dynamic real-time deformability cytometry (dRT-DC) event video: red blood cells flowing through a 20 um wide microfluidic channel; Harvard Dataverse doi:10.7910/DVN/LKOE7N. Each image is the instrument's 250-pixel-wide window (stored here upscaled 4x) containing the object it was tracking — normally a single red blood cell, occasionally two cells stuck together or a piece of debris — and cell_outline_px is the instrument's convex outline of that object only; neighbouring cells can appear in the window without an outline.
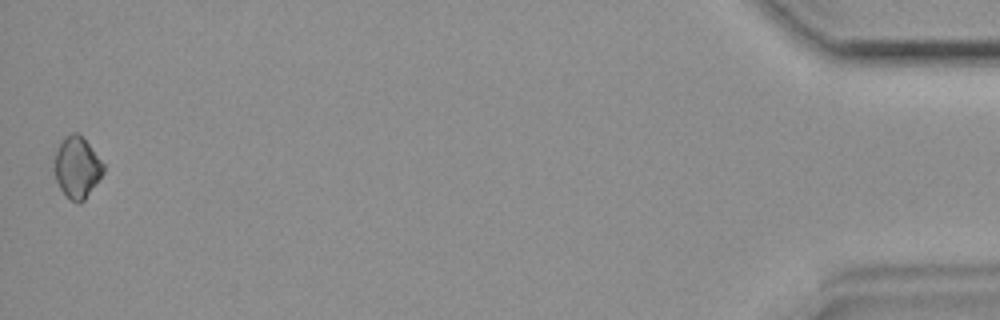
{"species": "common noctule bat (a hibernating species)", "species_latin": "Nyctalus noctula", "temperature_condition": "room temperature", "stored_images_in_passage": 37, "camera_frame_rate_fps": 3000, "um_per_image_px": 0.085, "animal": {"sex": "female", "body_mass_g": 19.9}, "frame": {"image": 1, "passage_image": 37, "time_ms": 12.0, "image_size_px": [1000, 320], "cell_outline_px": [[104, 172], [84, 200], [80, 204], [72, 200], [60, 188], [56, 180], [52, 168], [56, 152], [64, 136], [72, 132], [76, 132], [88, 144], [104, 164]], "centroid_in_image_um": [6.52, 14.23], "position_along_channel_um": 428.7, "area_um2": 17.28}}